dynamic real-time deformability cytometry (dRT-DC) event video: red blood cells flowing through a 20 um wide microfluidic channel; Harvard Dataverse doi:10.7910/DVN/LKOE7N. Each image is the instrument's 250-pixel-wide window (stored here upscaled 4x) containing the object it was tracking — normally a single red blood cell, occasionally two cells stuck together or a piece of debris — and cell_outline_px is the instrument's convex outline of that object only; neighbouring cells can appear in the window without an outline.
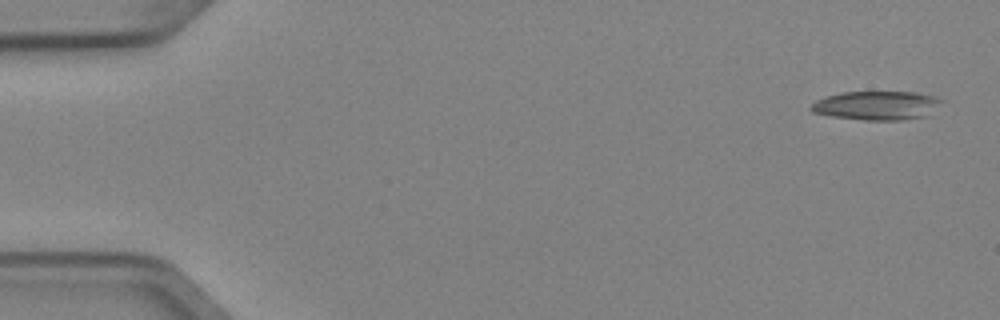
{"species": "Egyptian fruit bat (a non-hibernating species)", "species_latin": "Rousettus aegyptiacus", "temperature_condition": "cold", "stored_images_in_passage": 4, "camera_frame_rate_fps": 3000, "um_per_image_px": 0.085, "animal": {"sex": "female"}, "frame": {"image": 1, "passage_image": 1, "time_ms": 0.0, "image_size_px": [1000, 320], "cell_outline_px": [[944, 100], [928, 116], [904, 120], [864, 120], [832, 116], [812, 112], [808, 108], [816, 100], [840, 92], [916, 92], [936, 96]], "centroid_in_image_um": [74.55, 8.97], "position_along_channel_um": 10.4, "area_um2": 22.14}}
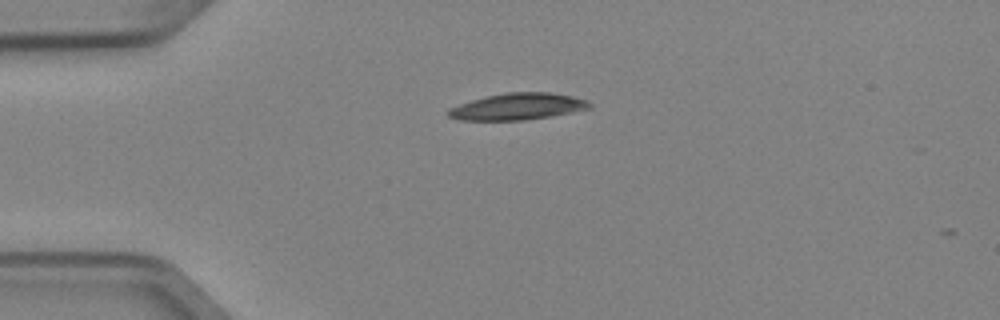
{"frame": {"image": 2, "passage_image": 3, "time_ms": 0.667, "image_size_px": [1000, 320], "cell_outline_px": [[592, 108], [552, 116], [524, 120], [456, 120], [448, 116], [444, 112], [448, 108], [472, 100], [488, 96], [508, 92], [552, 92], [572, 96], [588, 100], [592, 104]], "centroid_in_image_um": [44.01, 9.06], "position_along_channel_um": 41.0, "area_um2": 22.08}}